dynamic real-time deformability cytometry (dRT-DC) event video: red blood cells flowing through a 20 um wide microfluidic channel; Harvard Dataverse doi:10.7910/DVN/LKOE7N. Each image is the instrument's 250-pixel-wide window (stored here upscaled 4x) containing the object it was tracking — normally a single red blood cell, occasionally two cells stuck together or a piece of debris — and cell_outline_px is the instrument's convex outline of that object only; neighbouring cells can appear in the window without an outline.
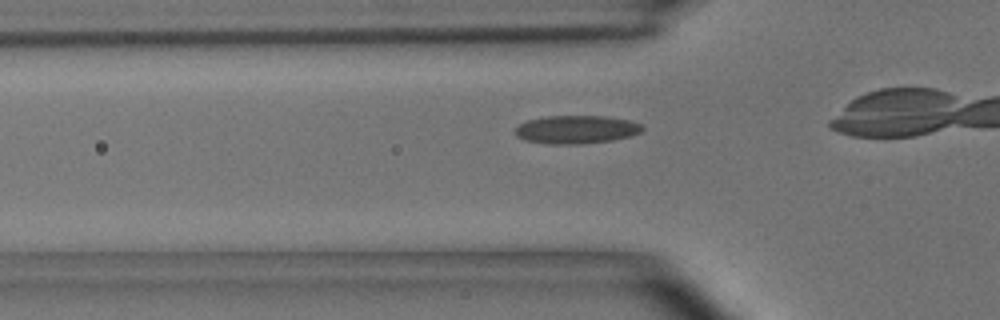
{"species": "common noctule bat (a hibernating species)", "species_latin": "Nyctalus noctula", "temperature_condition": "room temperature", "stored_images_in_passage": 24, "camera_frame_rate_fps": 3000, "um_per_image_px": 0.085, "animal": {"sex": "male", "body_mass_g": 15.6}, "frame": {"image": 1, "passage_image": 11, "time_ms": 3.333, "image_size_px": [1000, 320], "cell_outline_px": [[644, 128], [640, 132], [632, 136], [612, 140], [580, 144], [548, 144], [524, 140], [516, 136], [516, 128], [520, 124], [528, 120], [544, 116], [604, 116], [628, 120], [640, 124]], "centroid_in_image_um": [48.98, 11.01], "position_along_channel_um": 76.8, "area_um2": 20.87}}